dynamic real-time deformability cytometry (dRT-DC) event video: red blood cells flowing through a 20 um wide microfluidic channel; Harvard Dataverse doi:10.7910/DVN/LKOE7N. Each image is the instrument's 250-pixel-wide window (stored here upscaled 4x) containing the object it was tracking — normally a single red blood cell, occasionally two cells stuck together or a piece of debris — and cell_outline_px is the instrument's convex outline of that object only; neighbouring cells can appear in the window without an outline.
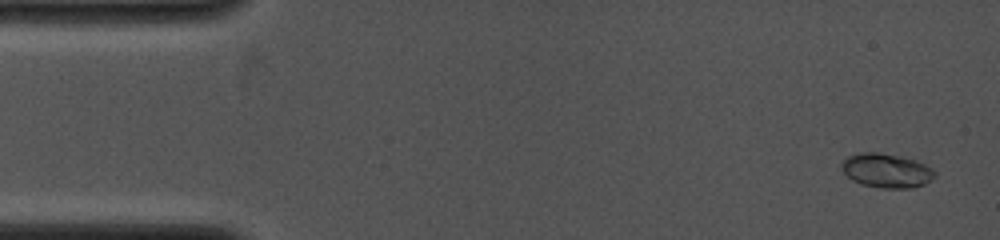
{"species": "common noctule bat (a hibernating species)", "species_latin": "Nyctalus noctula", "temperature_condition": "cold", "stored_images_in_passage": 46, "camera_frame_rate_fps": 4000, "um_per_image_px": 0.085, "animal": {"sex": "female", "body_mass_g": 19.0, "forearm_length_mm": 53.3}, "frame": {"image": 1, "passage_image": 3, "time_ms": 0.5, "image_size_px": [1000, 240], "cell_outline_px": [[936, 176], [924, 184], [912, 188], [880, 188], [860, 184], [852, 180], [840, 168], [840, 164], [848, 156], [860, 152], [876, 152], [900, 156], [916, 160], [932, 168], [936, 172]], "centroid_in_image_um": [75.34, 14.5], "position_along_channel_um": 9.7, "area_um2": 18.67}}
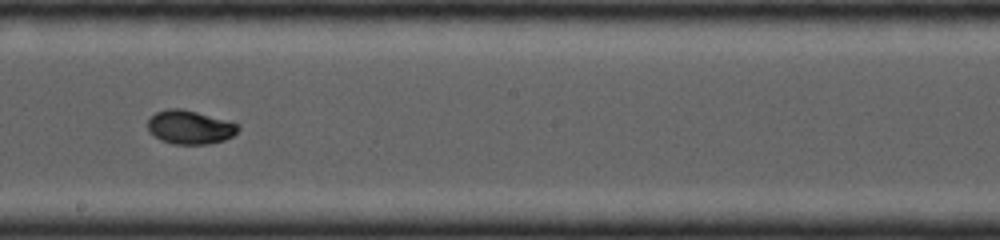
{"frame": {"image": 2, "passage_image": 30, "time_ms": 8.25, "image_size_px": [1000, 240], "cell_outline_px": [[240, 128], [232, 136], [224, 140], [208, 144], [172, 144], [160, 140], [148, 132], [148, 120], [156, 112], [168, 108], [184, 108], [240, 124]], "centroid_in_image_um": [16.13, 10.81], "position_along_channel_um": 232.1, "area_um2": 17.92}}
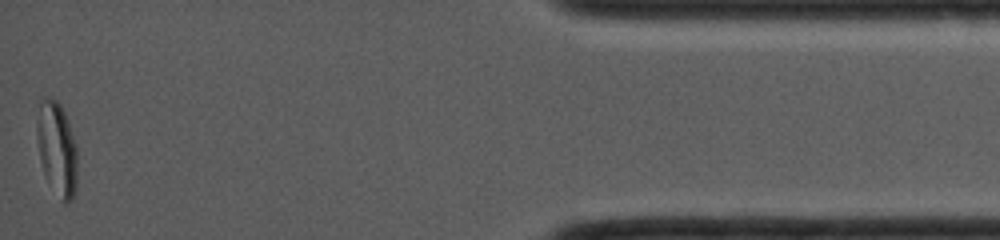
{"frame": {"image": 3, "passage_image": 46, "time_ms": 14.25, "image_size_px": [1000, 240], "cell_outline_px": [[76, 192], [72, 200], [68, 204], [64, 204], [60, 200], [48, 184], [40, 160], [36, 136], [36, 124], [40, 96], [52, 96], [60, 104], [68, 120], [76, 148]], "centroid_in_image_um": [4.81, 12.64], "position_along_channel_um": 430.4, "area_um2": 22.6}}